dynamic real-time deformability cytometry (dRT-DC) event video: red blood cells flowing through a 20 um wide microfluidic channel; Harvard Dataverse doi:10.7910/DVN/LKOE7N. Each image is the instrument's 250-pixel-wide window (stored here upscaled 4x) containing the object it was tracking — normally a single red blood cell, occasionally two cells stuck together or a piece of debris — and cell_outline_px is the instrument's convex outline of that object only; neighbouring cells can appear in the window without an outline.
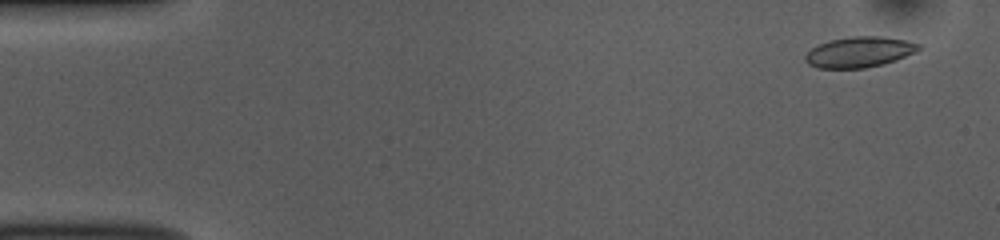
{"species": "common noctule bat (a hibernating species)", "species_latin": "Nyctalus noctula", "temperature_condition": "room temperature", "stored_images_in_passage": 54, "camera_frame_rate_fps": 3000, "um_per_image_px": 0.085, "animal": {"sex": "female", "body_mass_g": 10.0, "forearm_length_mm": 53.1}, "frame": {"image": 1, "passage_image": 3, "time_ms": 0.667, "image_size_px": [1000, 240], "cell_outline_px": [[920, 48], [916, 52], [896, 60], [864, 68], [816, 68], [808, 64], [804, 60], [804, 56], [812, 48], [820, 44], [832, 40], [852, 36], [884, 36], [904, 40], [920, 44]], "centroid_in_image_um": [73.03, 4.42], "position_along_channel_um": 12.0, "area_um2": 20.06}}
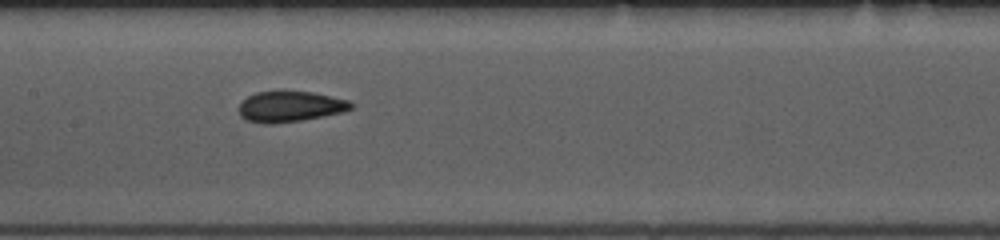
{"frame": {"image": 2, "passage_image": 26, "time_ms": 8.333, "image_size_px": [1000, 240], "cell_outline_px": [[356, 104], [352, 108], [344, 112], [324, 116], [300, 120], [272, 124], [264, 124], [248, 120], [240, 116], [240, 104], [248, 96], [256, 92], [312, 92], [348, 100]], "centroid_in_image_um": [24.7, 9.07], "position_along_channel_um": 182.7, "area_um2": 19.83}}
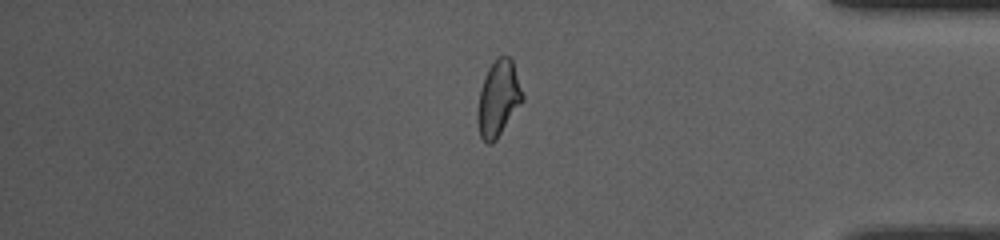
{"frame": {"image": 3, "passage_image": 45, "time_ms": 14.667, "image_size_px": [1000, 240], "cell_outline_px": [[524, 100], [496, 140], [492, 144], [488, 144], [480, 136], [476, 120], [476, 112], [480, 88], [488, 68], [496, 56], [508, 56], [512, 60], [524, 96]], "centroid_in_image_um": [42.34, 8.38], "position_along_channel_um": 392.9, "area_um2": 20.06}, "authors_computed_cell_mechanics": {"area_um2": 19.9988, "velocity_mm_per_s": 3.7289, "shape_relaxation_time_tau1_ms": null, "shape_relaxation_time_tau2_ms": 1.716, "deformation_change_tau1": null, "deformation_change_tau2": 0.0674}}